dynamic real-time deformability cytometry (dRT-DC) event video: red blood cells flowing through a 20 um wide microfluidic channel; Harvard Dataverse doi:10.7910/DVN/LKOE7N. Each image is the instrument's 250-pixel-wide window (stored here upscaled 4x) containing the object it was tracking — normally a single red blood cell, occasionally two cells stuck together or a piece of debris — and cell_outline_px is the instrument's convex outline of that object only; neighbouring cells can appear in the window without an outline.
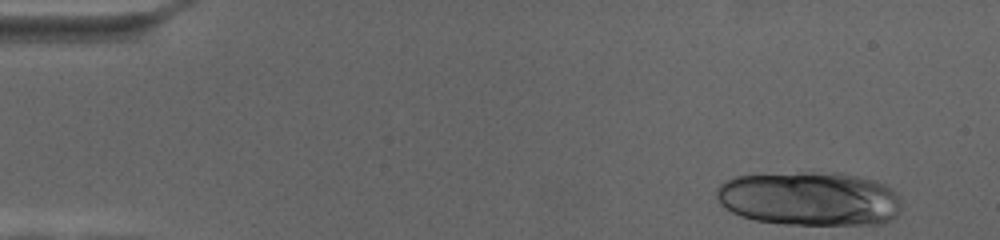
{"species": "human", "species_latin": "Homo sapiens", "temperature_condition": "cold", "stored_images_in_passage": 18, "camera_frame_rate_fps": 3000, "um_per_image_px": 0.085, "donor": {"sex": "female"}, "frame": {"image": 1, "passage_image": 1, "time_ms": 0.0, "image_size_px": [1000, 240], "cell_outline_px": [[900, 212], [892, 220], [884, 224], [784, 224], [756, 220], [740, 216], [724, 208], [720, 204], [716, 196], [716, 192], [720, 184], [724, 180], [736, 176], [800, 172], [840, 172], [876, 180], [892, 188], [900, 196]], "centroid_in_image_um": [68.84, 16.88], "position_along_channel_um": 16.2, "area_um2": 59.07}}